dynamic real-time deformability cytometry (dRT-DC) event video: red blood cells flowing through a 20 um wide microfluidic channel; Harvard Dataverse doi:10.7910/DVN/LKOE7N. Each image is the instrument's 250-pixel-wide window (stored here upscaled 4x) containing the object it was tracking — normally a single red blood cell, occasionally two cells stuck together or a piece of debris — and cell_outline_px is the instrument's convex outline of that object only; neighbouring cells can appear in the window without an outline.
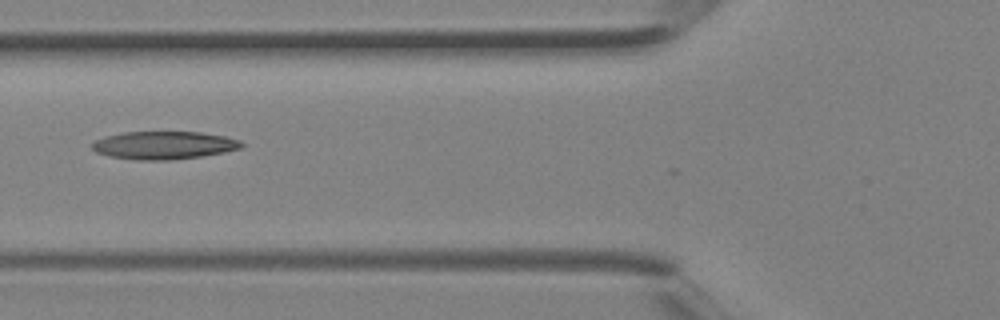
{"species": "Egyptian fruit bat (a non-hibernating species)", "species_latin": "Rousettus aegyptiacus", "temperature_condition": "room temperature", "stored_images_in_passage": 4, "camera_frame_rate_fps": 3000, "um_per_image_px": 0.085, "animal": {"sex": "female"}, "frame": {"image": 1, "passage_image": 4, "time_ms": 1.0, "image_size_px": [1000, 320], "cell_outline_px": [[244, 144], [240, 148], [224, 152], [200, 156], [172, 160], [140, 160], [108, 156], [96, 152], [92, 148], [92, 144], [96, 140], [104, 136], [124, 132], [200, 132], [224, 136], [240, 140]], "centroid_in_image_um": [13.92, 12.34], "position_along_channel_um": 111.9, "area_um2": 24.22}}